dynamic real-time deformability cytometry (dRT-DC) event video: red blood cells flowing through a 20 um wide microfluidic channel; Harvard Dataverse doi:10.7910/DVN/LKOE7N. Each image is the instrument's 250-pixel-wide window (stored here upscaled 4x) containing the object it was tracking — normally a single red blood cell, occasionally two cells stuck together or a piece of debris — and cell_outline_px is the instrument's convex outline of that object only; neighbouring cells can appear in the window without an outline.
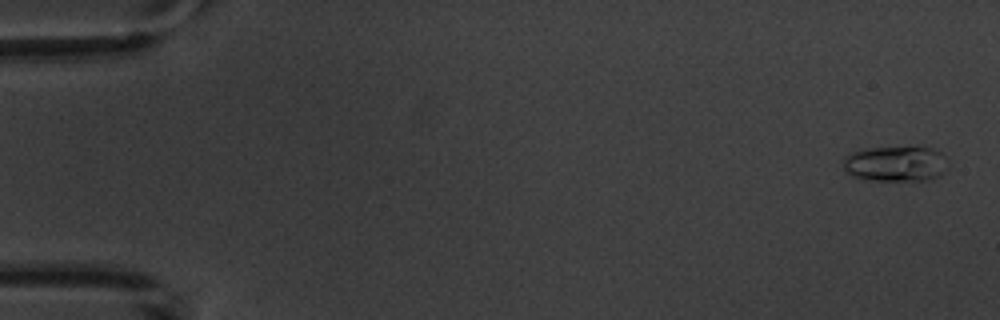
{"species": "common noctule bat (a hibernating species)", "species_latin": "Nyctalus noctula", "temperature_condition": "warm", "stored_images_in_passage": 8, "camera_frame_rate_fps": 3000, "um_per_image_px": 0.085, "animal": {"sex": "male", "body_mass_g": 20.1, "forearm_length_mm": 53.5}, "frame": {"image": 1, "passage_image": 1, "time_ms": 0.0, "image_size_px": [1000, 320], "cell_outline_px": [[948, 168], [940, 176], [928, 180], [876, 180], [852, 176], [844, 172], [844, 156], [852, 152], [864, 148], [924, 144], [940, 152], [948, 160]], "centroid_in_image_um": [76.19, 13.86], "position_along_channel_um": 8.8, "area_um2": 22.6}}
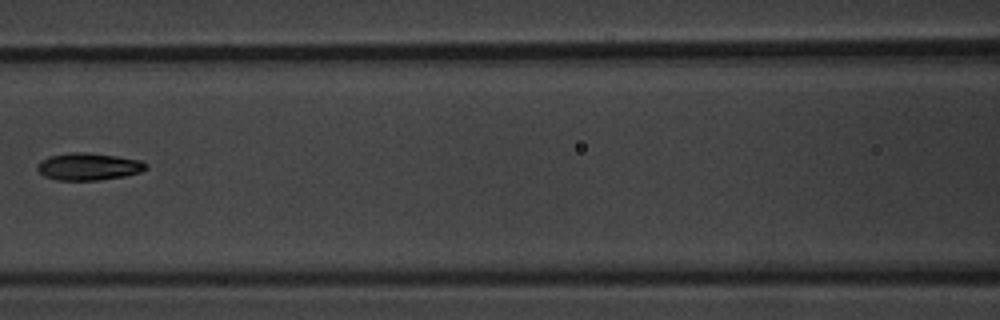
{"frame": {"image": 2, "passage_image": 7, "time_ms": 8.0, "image_size_px": [1000, 320], "cell_outline_px": [[148, 168], [140, 172], [124, 176], [100, 180], [56, 180], [44, 176], [36, 168], [36, 164], [40, 160], [52, 156], [72, 152], [84, 152], [116, 156], [140, 160], [148, 164]], "centroid_in_image_um": [7.52, 14.16], "position_along_channel_um": 159.1, "area_um2": 17.22}}
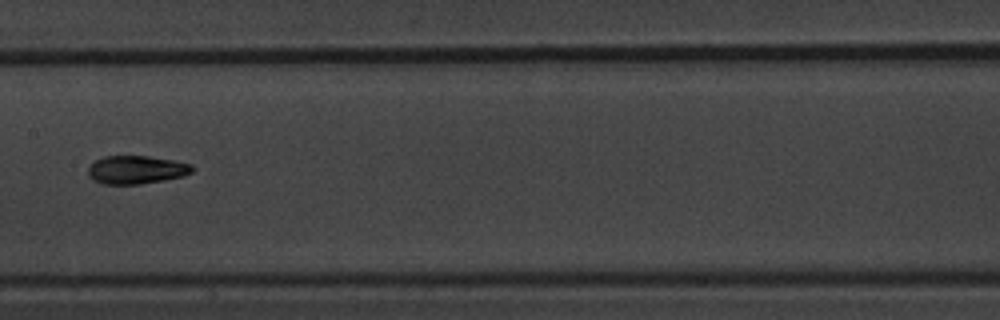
{"frame": {"image": 3, "passage_image": 8, "time_ms": 9.0, "image_size_px": [1000, 320], "cell_outline_px": [[196, 168], [192, 172], [184, 176], [164, 180], [140, 184], [104, 184], [92, 180], [88, 176], [88, 168], [96, 160], [104, 156], [148, 156], [172, 160], [192, 164]], "centroid_in_image_um": [11.6, 14.43], "position_along_channel_um": 195.8, "area_um2": 17.22}}